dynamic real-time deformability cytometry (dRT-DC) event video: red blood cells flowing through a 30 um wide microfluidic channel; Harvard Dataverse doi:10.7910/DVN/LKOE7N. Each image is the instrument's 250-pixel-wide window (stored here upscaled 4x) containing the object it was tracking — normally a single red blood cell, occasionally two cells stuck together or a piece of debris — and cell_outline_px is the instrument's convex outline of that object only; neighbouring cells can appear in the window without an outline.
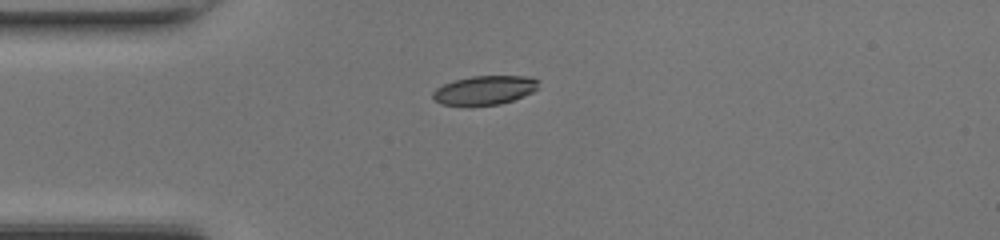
{"species": "common noctule bat (a hibernating species)", "species_latin": "Nyctalus noctula", "temperature_condition": "room temperature", "stored_images_in_passage": 37, "camera_frame_rate_fps": 3000, "um_per_image_px": 0.085, "animal": {"sex": "female", "body_mass_g": 17.0, "forearm_length_mm": 48.0}, "frame": {"image": 1, "passage_image": 1, "time_ms": 0.0, "image_size_px": [1000, 240], "cell_outline_px": [[540, 88], [524, 96], [500, 104], [440, 104], [432, 96], [432, 92], [436, 88], [452, 80], [472, 76], [528, 76], [540, 80]], "centroid_in_image_um": [41.24, 7.63], "position_along_channel_um": 43.8, "area_um2": 17.74}}
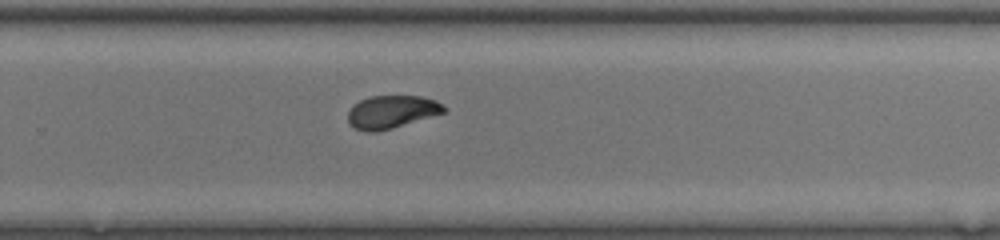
{"frame": {"image": 2, "passage_image": 20, "time_ms": 6.333, "image_size_px": [1000, 240], "cell_outline_px": [[448, 108], [444, 112], [392, 128], [376, 132], [364, 132], [356, 128], [348, 120], [348, 112], [352, 104], [368, 96], [420, 96], [436, 100], [444, 104]], "centroid_in_image_um": [33.28, 9.49], "position_along_channel_um": 296.5, "area_um2": 18.38}}
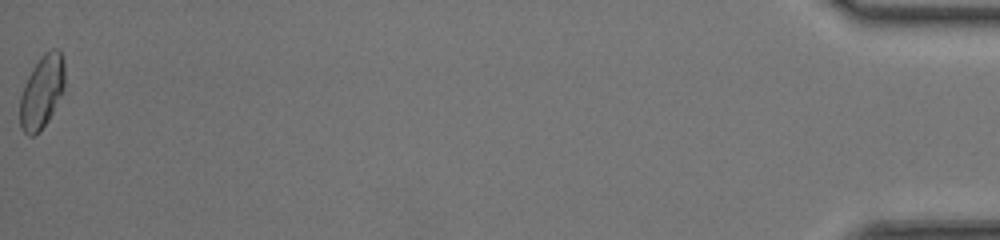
{"frame": {"image": 3, "passage_image": 37, "time_ms": 12.0, "image_size_px": [1000, 240], "cell_outline_px": [[64, 88], [48, 120], [40, 132], [32, 136], [28, 136], [20, 128], [20, 96], [24, 84], [32, 68], [40, 56], [44, 52], [52, 48], [56, 48], [60, 52], [64, 60]], "centroid_in_image_um": [3.54, 7.79], "position_along_channel_um": 431.7, "area_um2": 19.13}, "authors_computed_cell_mechanics": {"area_um2": 18.785, "velocity_mm_per_s": 4.301, "shape_relaxation_time_tau1_ms": 4.4064, "shape_relaxation_time_tau2_ms": 1.7483, "deformation_change_tau1": 0.1387, "deformation_change_tau2": 0.0465}}